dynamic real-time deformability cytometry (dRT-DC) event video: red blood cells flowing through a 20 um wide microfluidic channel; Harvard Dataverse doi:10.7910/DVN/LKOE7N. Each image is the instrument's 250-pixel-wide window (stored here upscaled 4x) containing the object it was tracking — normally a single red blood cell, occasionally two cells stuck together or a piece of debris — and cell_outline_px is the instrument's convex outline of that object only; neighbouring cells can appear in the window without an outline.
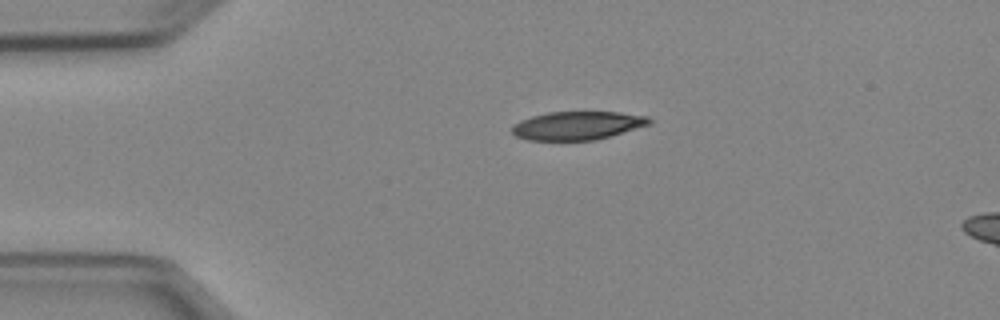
{"species": "Egyptian fruit bat (a non-hibernating species)", "species_latin": "Rousettus aegyptiacus", "temperature_condition": "cold", "stored_images_in_passage": 6, "camera_frame_rate_fps": 3000, "um_per_image_px": 0.085, "animal": {"sex": "female"}, "frame": {"image": 1, "passage_image": 1, "time_ms": 0.0, "image_size_px": [1000, 320], "cell_outline_px": [[652, 124], [596, 140], [528, 140], [516, 136], [512, 132], [512, 128], [520, 120], [532, 116], [548, 112], [620, 112], [648, 116], [652, 120]], "centroid_in_image_um": [49.12, 10.67], "position_along_channel_um": 35.9, "area_um2": 22.72}}